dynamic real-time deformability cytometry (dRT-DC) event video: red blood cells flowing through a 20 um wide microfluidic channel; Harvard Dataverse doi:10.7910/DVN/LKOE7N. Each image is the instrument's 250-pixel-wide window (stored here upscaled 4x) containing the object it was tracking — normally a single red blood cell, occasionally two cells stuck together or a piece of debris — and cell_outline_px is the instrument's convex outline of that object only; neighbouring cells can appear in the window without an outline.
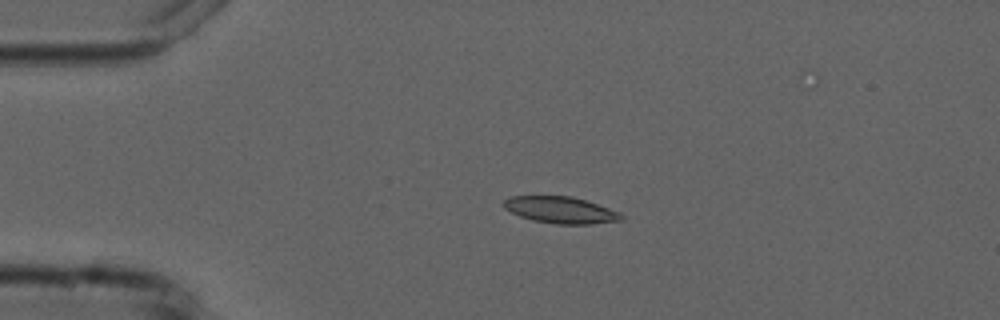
{"species": "common noctule bat (a hibernating species)", "species_latin": "Nyctalus noctula", "temperature_condition": "cold", "stored_images_in_passage": 4, "camera_frame_rate_fps": 3000, "um_per_image_px": 0.085, "animal": {"sex": "male", "forearm_length_mm": 52.5}, "frame": {"image": 1, "passage_image": 2, "time_ms": 2.0, "image_size_px": [1000, 320], "cell_outline_px": [[624, 220], [592, 224], [556, 224], [532, 220], [520, 216], [504, 208], [500, 204], [504, 200], [512, 196], [572, 196], [620, 212], [624, 216]], "centroid_in_image_um": [47.65, 17.85], "position_along_channel_um": 37.4, "area_um2": 18.26}}
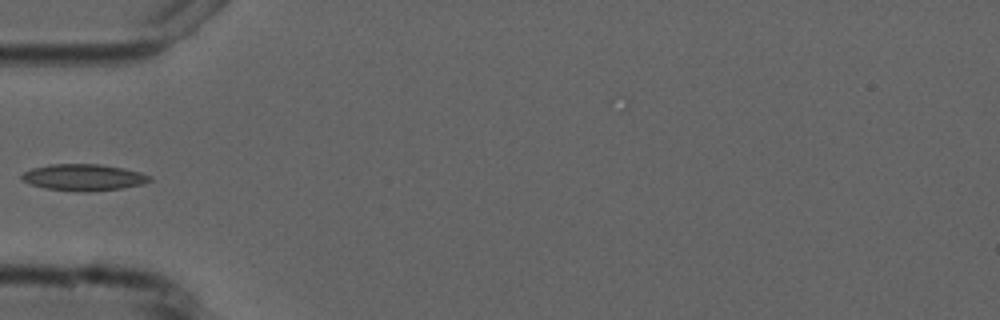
{"frame": {"image": 2, "passage_image": 4, "time_ms": 4.0, "image_size_px": [1000, 320], "cell_outline_px": [[152, 180], [144, 184], [120, 188], [88, 192], [76, 192], [44, 188], [32, 184], [24, 180], [20, 176], [24, 172], [32, 168], [52, 164], [100, 164], [140, 172], [152, 176]], "centroid_in_image_um": [7.12, 15.08], "position_along_channel_um": 77.9, "area_um2": 19.71}}